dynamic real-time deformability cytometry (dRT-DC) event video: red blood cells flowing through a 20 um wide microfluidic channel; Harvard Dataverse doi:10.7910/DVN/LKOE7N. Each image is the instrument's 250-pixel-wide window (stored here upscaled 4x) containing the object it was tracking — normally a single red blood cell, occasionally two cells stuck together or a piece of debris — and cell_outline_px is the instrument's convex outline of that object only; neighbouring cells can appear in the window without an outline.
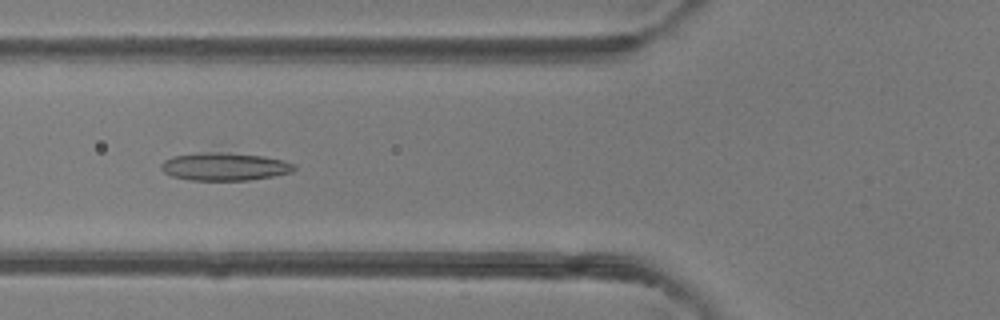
{"species": "common noctule bat (a hibernating species)", "species_latin": "Nyctalus noctula", "temperature_condition": "room temperature", "stored_images_in_passage": 26, "camera_frame_rate_fps": 3000, "um_per_image_px": 0.085, "animal": {"sex": "female"}, "frame": {"image": 1, "passage_image": 6, "time_ms": 1.667, "image_size_px": [1000, 320], "cell_outline_px": [[296, 168], [292, 172], [272, 176], [248, 180], [192, 180], [172, 176], [164, 172], [160, 168], [160, 164], [164, 160], [172, 156], [200, 152], [228, 152], [264, 156], [284, 160], [296, 164]], "centroid_in_image_um": [19.09, 14.14], "position_along_channel_um": 106.7, "area_um2": 21.79}}
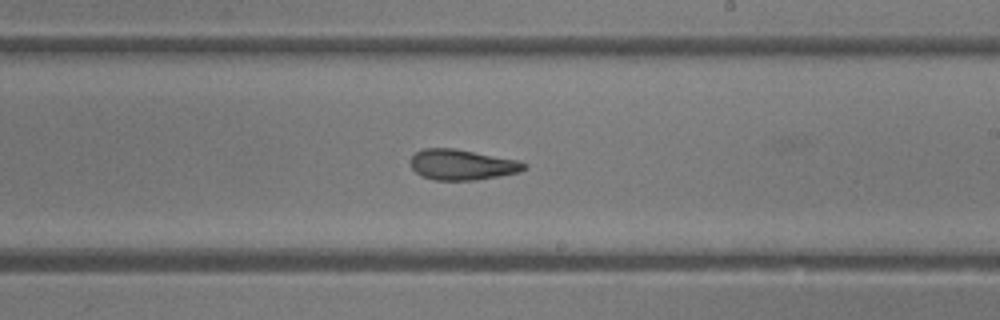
{"frame": {"image": 2, "passage_image": 16, "time_ms": 5.0, "image_size_px": [1000, 320], "cell_outline_px": [[528, 168], [520, 172], [500, 176], [476, 180], [436, 180], [420, 176], [412, 168], [408, 160], [416, 152], [424, 148], [456, 148], [520, 160], [528, 164]], "centroid_in_image_um": [39.3, 13.99], "position_along_channel_um": 249.7, "area_um2": 20.63}}
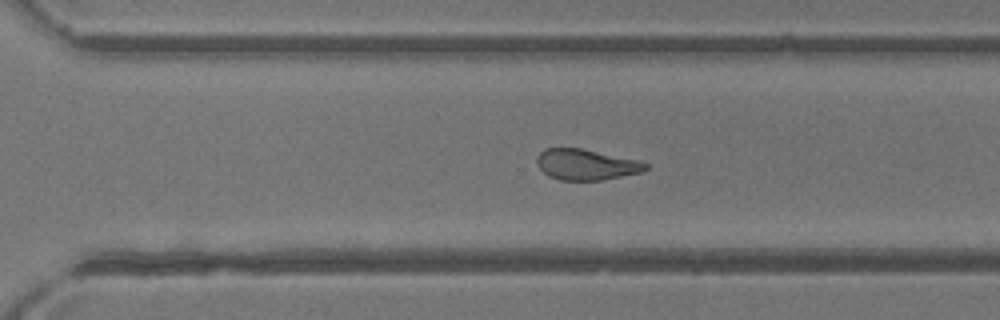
{"frame": {"image": 3, "passage_image": 21, "time_ms": 6.667, "image_size_px": [1000, 320], "cell_outline_px": [[648, 168], [644, 172], [600, 180], [560, 180], [548, 176], [536, 164], [536, 156], [540, 152], [548, 148], [580, 148], [640, 160], [648, 164]], "centroid_in_image_um": [49.84, 13.99], "position_along_channel_um": 320.8, "area_um2": 19.59}}